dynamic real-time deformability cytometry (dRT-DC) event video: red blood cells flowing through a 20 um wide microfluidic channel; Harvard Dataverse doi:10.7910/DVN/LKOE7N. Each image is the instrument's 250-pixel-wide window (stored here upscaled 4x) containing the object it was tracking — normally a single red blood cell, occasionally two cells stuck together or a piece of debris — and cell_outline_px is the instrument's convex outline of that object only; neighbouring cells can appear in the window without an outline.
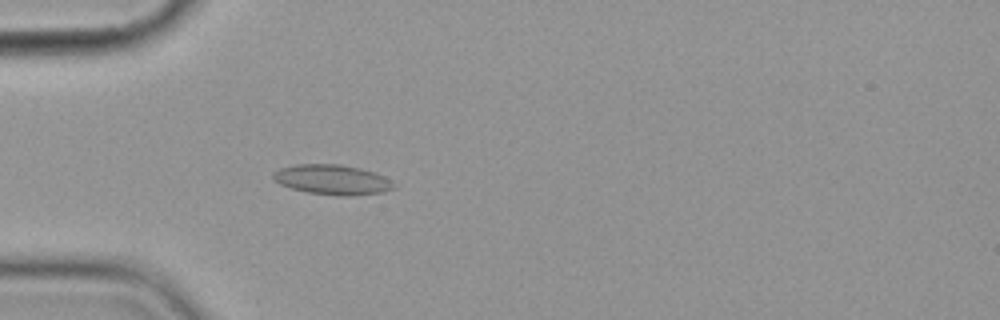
{"species": "common noctule bat (a hibernating species)", "species_latin": "Nyctalus noctula", "temperature_condition": "cold", "stored_images_in_passage": 5, "camera_frame_rate_fps": 3000, "um_per_image_px": 0.085, "animal": {"sex": "female", "body_mass_g": 19.9}, "frame": {"image": 1, "passage_image": 5, "time_ms": 5.333, "image_size_px": [1000, 320], "cell_outline_px": [[396, 188], [384, 192], [352, 196], [336, 196], [308, 192], [292, 188], [280, 184], [272, 180], [272, 172], [280, 168], [296, 164], [340, 164], [360, 168], [376, 172], [384, 176], [396, 184]], "centroid_in_image_um": [28.27, 15.27], "position_along_channel_um": 56.7, "area_um2": 21.39}}